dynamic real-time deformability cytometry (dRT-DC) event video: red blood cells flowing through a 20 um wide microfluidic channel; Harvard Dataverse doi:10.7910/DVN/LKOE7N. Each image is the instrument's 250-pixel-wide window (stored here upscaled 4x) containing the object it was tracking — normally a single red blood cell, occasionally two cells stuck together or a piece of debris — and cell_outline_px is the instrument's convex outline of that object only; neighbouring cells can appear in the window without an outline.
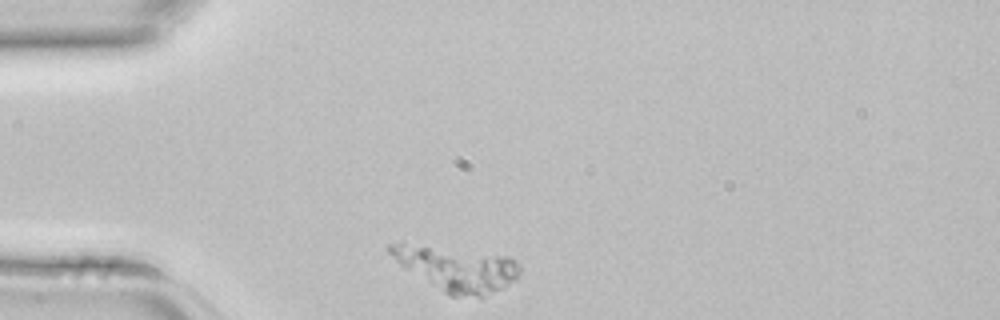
{"species": "common noctule bat (a hibernating species)", "species_latin": "Nyctalus noctula", "temperature_condition": "room temperature", "stored_images_in_passage": 2, "camera_frame_rate_fps": 3000, "um_per_image_px": 0.085, "animal": {"sex": "female", "body_mass_g": 22.7, "forearm_length_mm": 54.2}, "frame": {"image": 1, "passage_image": 1, "time_ms": 0.0, "image_size_px": [1000, 320], "cell_outline_px": [[520, 272], [508, 284], [480, 300], [452, 296], [444, 292], [400, 264], [388, 252], [388, 244], [400, 240], [404, 240], [508, 256], [516, 260], [520, 268]], "centroid_in_image_um": [38.78, 22.79], "position_along_channel_um": 46.2, "area_um2": 34.39}}